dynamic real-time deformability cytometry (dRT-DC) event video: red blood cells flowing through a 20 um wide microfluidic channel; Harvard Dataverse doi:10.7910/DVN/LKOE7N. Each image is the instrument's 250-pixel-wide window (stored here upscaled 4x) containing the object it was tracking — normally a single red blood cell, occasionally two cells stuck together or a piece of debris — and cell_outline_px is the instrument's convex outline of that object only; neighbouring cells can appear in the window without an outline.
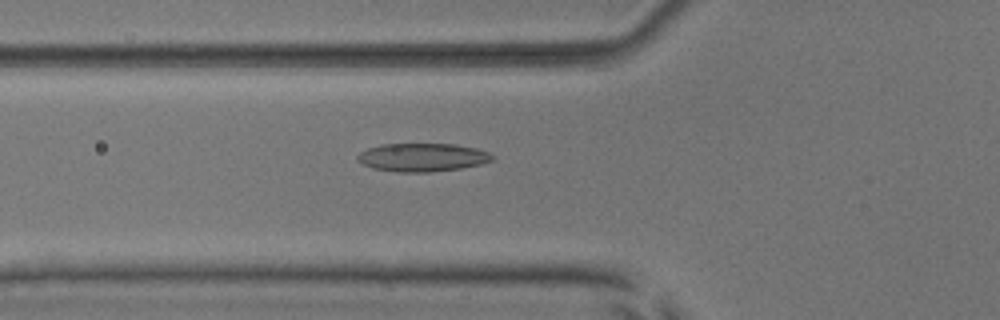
{"species": "common noctule bat (a hibernating species)", "species_latin": "Nyctalus noctula", "temperature_condition": "room temperature", "stored_images_in_passage": 44, "camera_frame_rate_fps": 3000, "um_per_image_px": 0.085, "animal": {"sex": "male", "body_mass_g": 17.9, "forearm_length_mm": 54.2}, "frame": {"image": 1, "passage_image": 11, "time_ms": 3.333, "image_size_px": [1000, 320], "cell_outline_px": [[492, 160], [480, 164], [460, 168], [432, 172], [396, 172], [372, 168], [356, 160], [356, 156], [360, 152], [368, 148], [380, 144], [456, 144], [476, 148], [488, 152], [492, 156]], "centroid_in_image_um": [35.86, 13.37], "position_along_channel_um": 89.9, "area_um2": 22.2}}
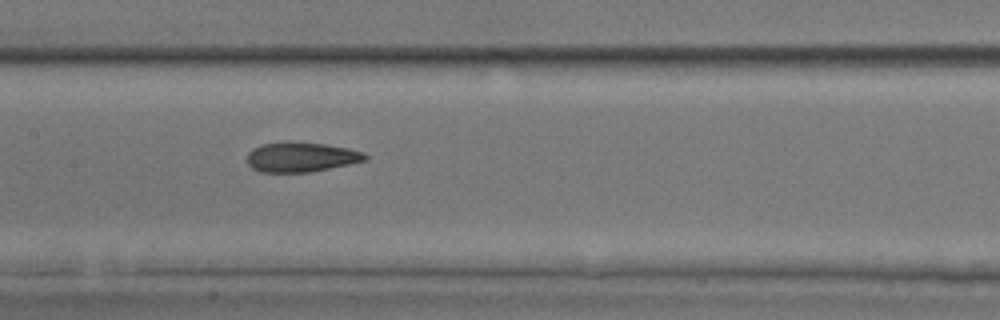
{"frame": {"image": 2, "passage_image": 18, "time_ms": 5.667, "image_size_px": [1000, 320], "cell_outline_px": [[368, 156], [364, 160], [348, 164], [308, 172], [260, 172], [252, 168], [248, 164], [248, 152], [252, 148], [260, 144], [288, 140], [324, 144], [348, 148], [364, 152]], "centroid_in_image_um": [25.54, 13.32], "position_along_channel_um": 181.9, "area_um2": 20.58}}
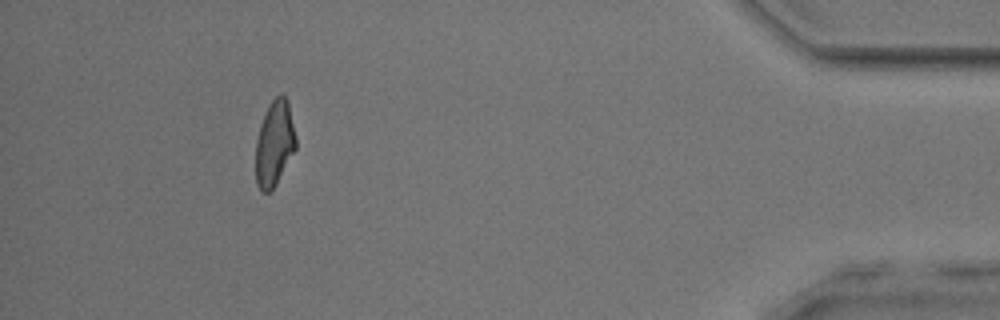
{"frame": {"image": 3, "passage_image": 40, "time_ms": 13.0, "image_size_px": [1000, 320], "cell_outline_px": [[296, 148], [276, 184], [268, 192], [260, 192], [256, 184], [256, 140], [260, 124], [268, 104], [276, 96], [284, 96], [288, 100], [296, 136]], "centroid_in_image_um": [23.32, 12.19], "position_along_channel_um": 411.9, "area_um2": 20.0}, "authors_computed_cell_mechanics": {"area_um2": 20.7791, "velocity_mm_per_s": 3.9256, "shape_relaxation_time_tau1_ms": 8.2273, "shape_relaxation_time_tau2_ms": 1.9029, "deformation_change_tau1": 0.2255, "deformation_change_tau2": 0.0889}}